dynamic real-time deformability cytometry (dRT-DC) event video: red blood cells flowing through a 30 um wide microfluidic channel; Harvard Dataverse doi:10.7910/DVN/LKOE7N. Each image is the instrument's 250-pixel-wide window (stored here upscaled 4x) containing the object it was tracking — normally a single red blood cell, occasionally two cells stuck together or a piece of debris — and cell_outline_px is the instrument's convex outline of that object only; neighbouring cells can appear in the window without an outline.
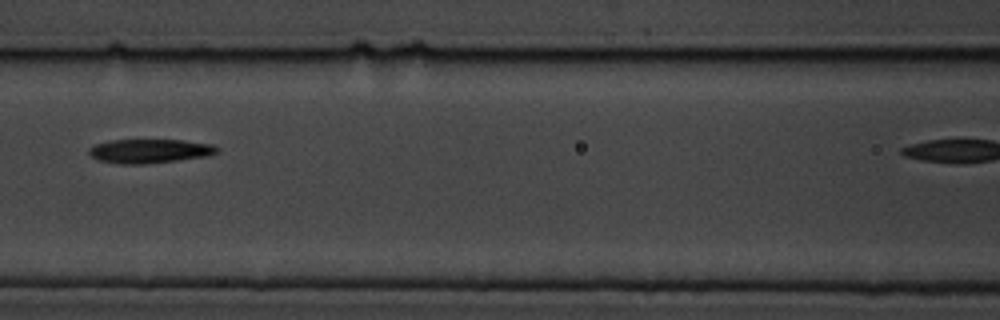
{"species": "common noctule bat (a hibernating species)", "species_latin": "Nyctalus noctula", "temperature_condition": "cold", "stored_images_in_passage": 8, "camera_frame_rate_fps": 3000, "um_per_image_px": 0.085, "animal": {"sex": "male", "body_mass_g": 19.5, "forearm_length_mm": 54.6}, "frame": {"image": 1, "passage_image": 6, "time_ms": 6.667, "image_size_px": [1000, 320], "cell_outline_px": [[220, 152], [208, 156], [144, 164], [120, 164], [96, 160], [88, 152], [88, 148], [92, 144], [112, 140], [184, 140], [212, 144], [220, 148]], "centroid_in_image_um": [12.71, 12.83], "position_along_channel_um": 153.9, "area_um2": 18.15}}
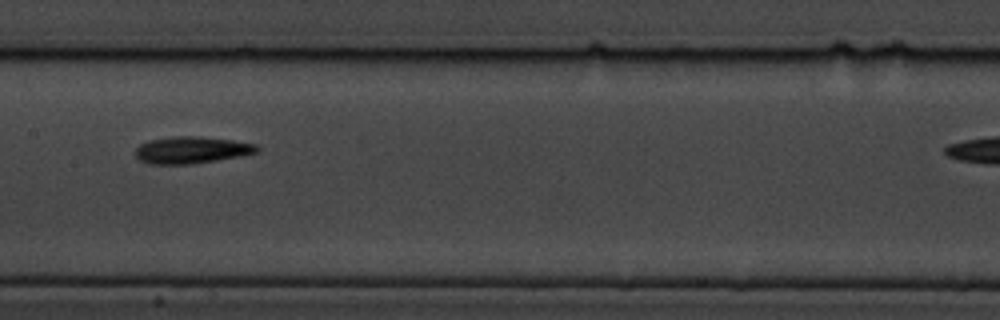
{"frame": {"image": 2, "passage_image": 7, "time_ms": 7.667, "image_size_px": [1000, 320], "cell_outline_px": [[260, 148], [256, 152], [240, 156], [192, 164], [148, 164], [140, 160], [136, 156], [136, 148], [140, 144], [148, 140], [176, 136], [196, 136], [232, 140], [256, 144]], "centroid_in_image_um": [16.26, 12.75], "position_along_channel_um": 191.1, "area_um2": 18.96}}